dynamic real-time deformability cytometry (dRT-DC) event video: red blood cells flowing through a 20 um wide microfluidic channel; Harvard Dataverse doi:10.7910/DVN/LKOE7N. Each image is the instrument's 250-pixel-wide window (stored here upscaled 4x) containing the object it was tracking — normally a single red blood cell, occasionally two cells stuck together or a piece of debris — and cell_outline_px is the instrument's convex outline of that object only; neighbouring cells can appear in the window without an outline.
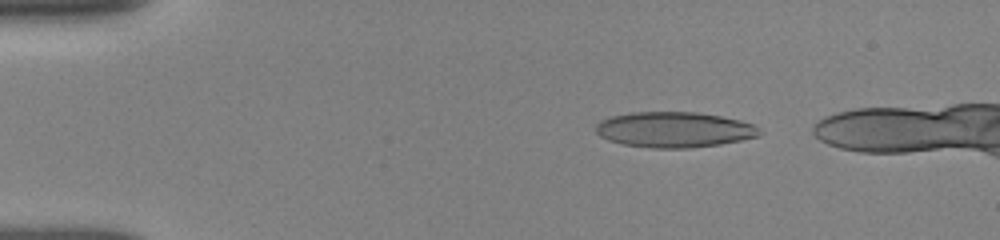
{"species": "human", "species_latin": "Homo sapiens", "temperature_condition": "room temperature", "stored_images_in_passage": 20, "camera_frame_rate_fps": 3000, "um_per_image_px": 0.085, "donor": {"sex": "female"}, "frame": {"image": 1, "passage_image": 4, "time_ms": 1.333, "image_size_px": [1000, 240], "cell_outline_px": [[764, 132], [760, 136], [720, 144], [692, 148], [652, 148], [624, 144], [608, 140], [600, 136], [596, 132], [596, 124], [600, 120], [612, 116], [632, 112], [696, 112], [720, 116], [740, 120], [756, 124]], "centroid_in_image_um": [57.35, 11.02], "position_along_channel_um": 27.6, "area_um2": 34.1}}
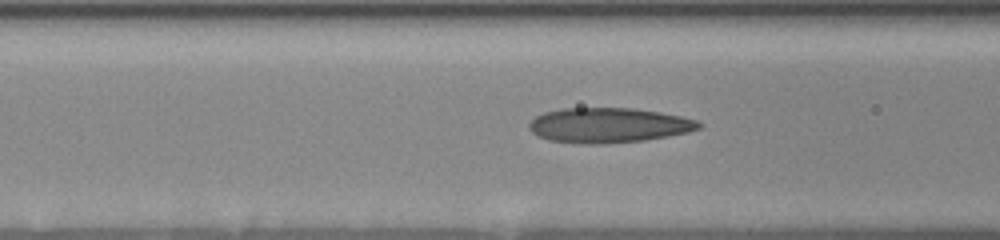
{"frame": {"image": 2, "passage_image": 14, "time_ms": 5.333, "image_size_px": [1000, 240], "cell_outline_px": [[704, 124], [700, 128], [688, 132], [668, 136], [644, 140], [600, 144], [584, 144], [548, 140], [532, 132], [528, 128], [528, 124], [536, 116], [544, 112], [560, 108], [632, 108], [660, 112], [680, 116], [696, 120]], "centroid_in_image_um": [51.72, 10.64], "position_along_channel_um": 114.9, "area_um2": 34.56}}
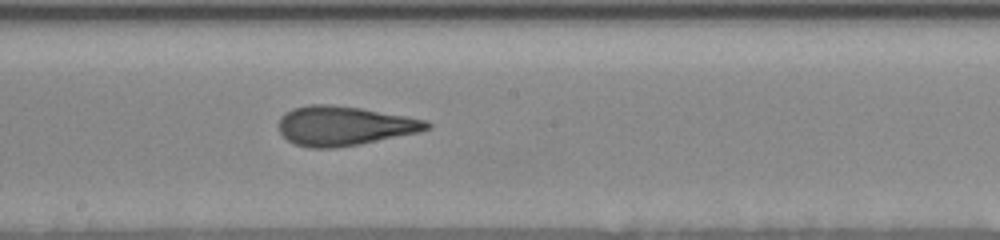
{"frame": {"image": 3, "passage_image": 20, "time_ms": 8.0, "image_size_px": [1000, 240], "cell_outline_px": [[432, 128], [420, 132], [336, 148], [308, 148], [296, 144], [288, 140], [280, 132], [280, 116], [292, 108], [308, 104], [332, 104], [360, 108], [428, 120], [432, 124]], "centroid_in_image_um": [29.27, 10.69], "position_along_channel_um": 218.9, "area_um2": 33.93}}